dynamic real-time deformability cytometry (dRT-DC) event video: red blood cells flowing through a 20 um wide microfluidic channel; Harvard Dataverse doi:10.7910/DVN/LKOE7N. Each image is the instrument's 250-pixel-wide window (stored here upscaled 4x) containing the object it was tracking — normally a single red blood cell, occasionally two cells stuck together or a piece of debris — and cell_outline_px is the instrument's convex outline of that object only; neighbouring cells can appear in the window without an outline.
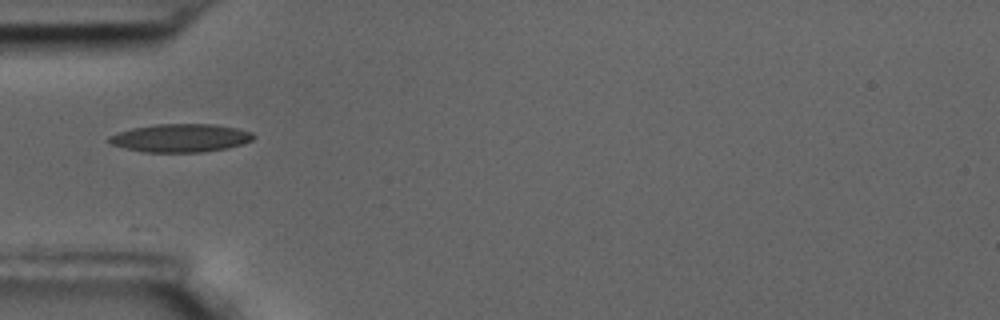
{"species": "common noctule bat (a hibernating species)", "species_latin": "Nyctalus noctula", "temperature_condition": "room temperature", "stored_images_in_passage": 10, "camera_frame_rate_fps": 3000, "um_per_image_px": 0.085, "animal": {"sex": "male", "body_mass_g": 17.5, "forearm_length_mm": 52.3}, "frame": {"image": 1, "passage_image": 1, "time_ms": 0.0, "image_size_px": [1000, 320], "cell_outline_px": [[256, 136], [252, 140], [244, 144], [228, 148], [200, 152], [144, 152], [124, 148], [112, 144], [108, 140], [108, 136], [116, 132], [132, 128], [156, 124], [212, 124], [236, 128], [252, 132]], "centroid_in_image_um": [15.34, 11.73], "position_along_channel_um": 69.7, "area_um2": 23.81}}